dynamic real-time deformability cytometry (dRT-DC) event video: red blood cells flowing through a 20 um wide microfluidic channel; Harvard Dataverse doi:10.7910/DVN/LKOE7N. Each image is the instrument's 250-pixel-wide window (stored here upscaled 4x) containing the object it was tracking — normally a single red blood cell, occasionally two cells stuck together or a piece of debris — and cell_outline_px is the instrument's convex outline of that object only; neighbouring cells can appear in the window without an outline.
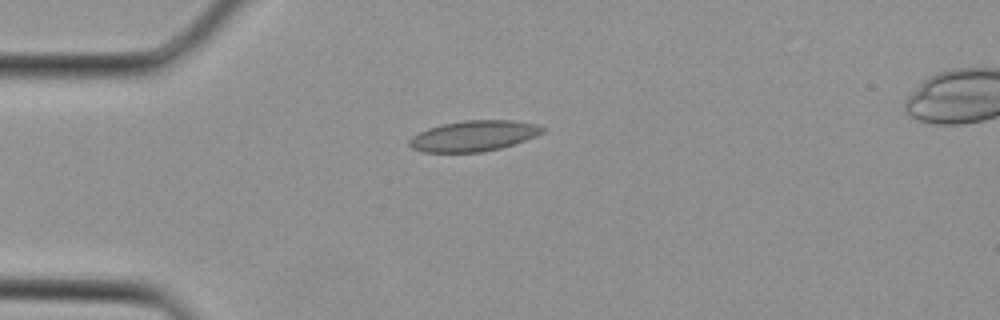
{"species": "Egyptian fruit bat (a non-hibernating species)", "species_latin": "Rousettus aegyptiacus", "temperature_condition": "cold", "stored_images_in_passage": 2, "camera_frame_rate_fps": 3000, "um_per_image_px": 0.085, "animal": {"sex": "female"}, "frame": {"image": 1, "passage_image": 1, "time_ms": 0.0, "image_size_px": [1000, 320], "cell_outline_px": [[544, 132], [536, 136], [500, 148], [484, 152], [420, 152], [412, 148], [408, 144], [408, 140], [412, 136], [428, 128], [444, 124], [464, 120], [512, 120], [536, 124], [544, 128]], "centroid_in_image_um": [40.24, 11.55], "position_along_channel_um": 44.8, "area_um2": 23.7}}